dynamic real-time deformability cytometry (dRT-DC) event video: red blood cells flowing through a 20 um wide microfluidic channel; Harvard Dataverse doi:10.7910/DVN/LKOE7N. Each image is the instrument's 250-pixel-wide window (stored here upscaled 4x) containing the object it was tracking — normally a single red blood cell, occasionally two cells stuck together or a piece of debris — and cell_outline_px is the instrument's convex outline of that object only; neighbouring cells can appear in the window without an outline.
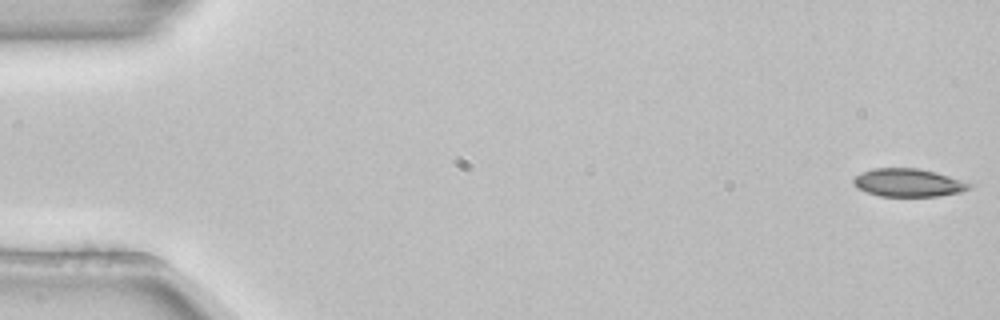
{"species": "common noctule bat (a hibernating species)", "species_latin": "Nyctalus noctula", "temperature_condition": "room temperature", "stored_images_in_passage": 14, "camera_frame_rate_fps": 3000, "um_per_image_px": 0.085, "animal": {"sex": "female", "body_mass_g": 22.7, "forearm_length_mm": 54.2}, "frame": {"image": 1, "passage_image": 1, "time_ms": 0.0, "image_size_px": [1000, 320], "cell_outline_px": [[972, 188], [960, 192], [936, 196], [880, 196], [868, 192], [860, 188], [852, 180], [860, 172], [872, 168], [916, 168], [936, 172], [972, 184]], "centroid_in_image_um": [77.21, 15.52], "position_along_channel_um": 7.8, "area_um2": 18.67}}
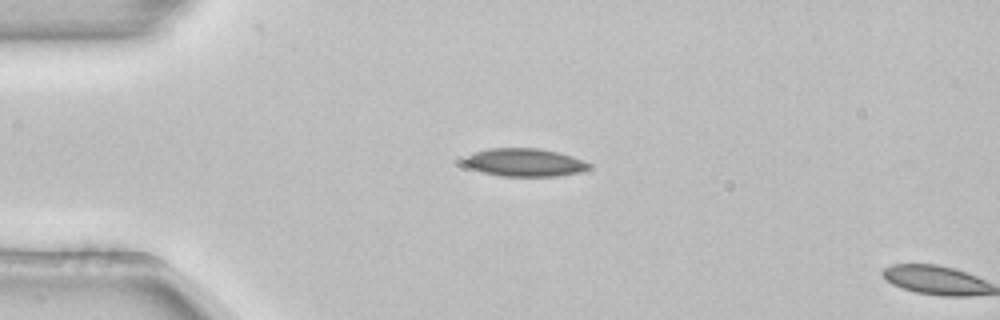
{"frame": {"image": 2, "passage_image": 13, "time_ms": 4.0, "image_size_px": [1000, 320], "cell_outline_px": [[592, 168], [580, 172], [556, 176], [500, 176], [484, 172], [472, 168], [464, 160], [464, 156], [488, 148], [540, 148], [572, 156], [592, 164]], "centroid_in_image_um": [44.64, 13.8], "position_along_channel_um": 40.4, "area_um2": 20.23}}